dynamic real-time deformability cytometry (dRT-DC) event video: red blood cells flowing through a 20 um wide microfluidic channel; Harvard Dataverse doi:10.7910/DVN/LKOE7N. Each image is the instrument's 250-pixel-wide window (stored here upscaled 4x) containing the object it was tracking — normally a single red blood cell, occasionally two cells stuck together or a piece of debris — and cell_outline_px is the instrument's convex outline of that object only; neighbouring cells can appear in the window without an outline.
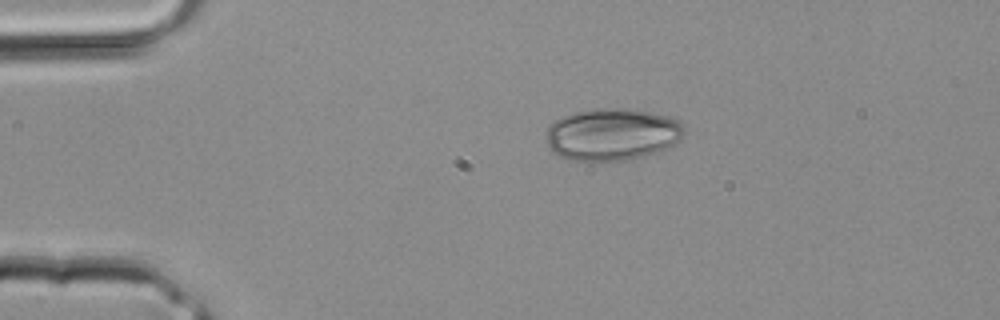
{"species": "common noctule bat (a hibernating species)", "species_latin": "Nyctalus noctula", "temperature_condition": "room temperature", "stored_images_in_passage": 1, "camera_frame_rate_fps": 3000, "um_per_image_px": 0.085, "animal": {"sex": "male", "body_mass_g": 20.4}, "frame": {"image": 1, "passage_image": 1, "time_ms": 0.0, "image_size_px": [1000, 320], "cell_outline_px": [[684, 132], [680, 140], [668, 148], [632, 160], [612, 164], [592, 164], [568, 160], [552, 152], [548, 148], [544, 136], [544, 132], [556, 120], [564, 116], [576, 112], [596, 108], [636, 108], [668, 116], [680, 120], [684, 128]], "centroid_in_image_um": [52.01, 11.48], "position_along_channel_um": 33.0, "area_um2": 43.7}}